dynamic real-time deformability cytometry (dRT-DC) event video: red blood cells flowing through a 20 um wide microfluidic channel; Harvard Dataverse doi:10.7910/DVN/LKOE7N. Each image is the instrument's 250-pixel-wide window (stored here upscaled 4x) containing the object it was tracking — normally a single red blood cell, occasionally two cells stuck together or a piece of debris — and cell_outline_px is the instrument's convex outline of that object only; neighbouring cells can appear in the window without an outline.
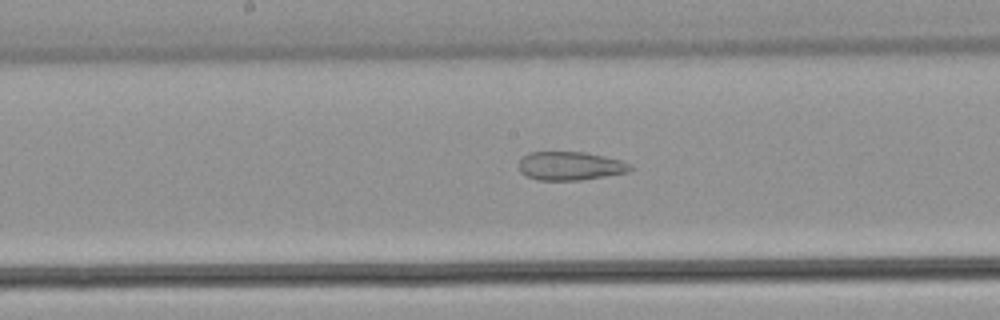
{"species": "common noctule bat (a hibernating species)", "species_latin": "Nyctalus noctula", "temperature_condition": "warm", "stored_images_in_passage": 54, "camera_frame_rate_fps": 3000, "um_per_image_px": 0.085, "animal": {"sex": "male", "body_mass_g": 21.5, "forearm_length_mm": 52.0}, "frame": {"image": 1, "passage_image": 29, "time_ms": 9.333, "image_size_px": [1000, 320], "cell_outline_px": [[632, 168], [628, 172], [580, 180], [536, 180], [520, 172], [520, 160], [528, 152], [584, 152], [604, 156], [620, 160], [632, 164]], "centroid_in_image_um": [48.47, 14.1], "position_along_channel_um": 199.7, "area_um2": 18.44}}
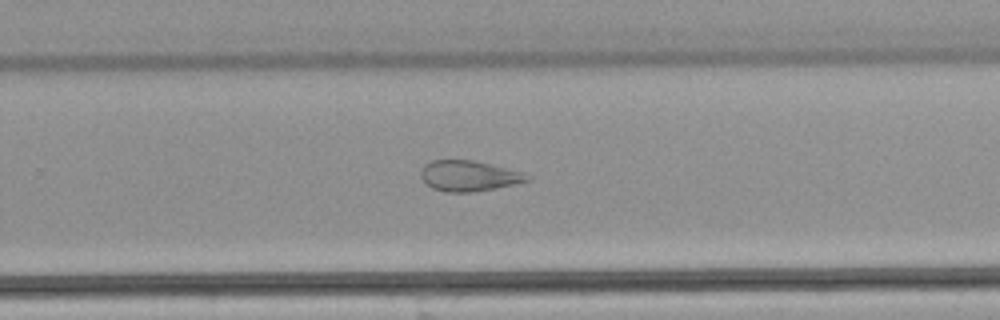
{"frame": {"image": 2, "passage_image": 36, "time_ms": 11.667, "image_size_px": [1000, 320], "cell_outline_px": [[532, 180], [516, 184], [496, 188], [472, 192], [444, 192], [432, 188], [420, 176], [420, 172], [424, 164], [432, 160], [472, 160], [520, 172], [532, 176]], "centroid_in_image_um": [39.84, 14.96], "position_along_channel_um": 290.0, "area_um2": 18.84}}
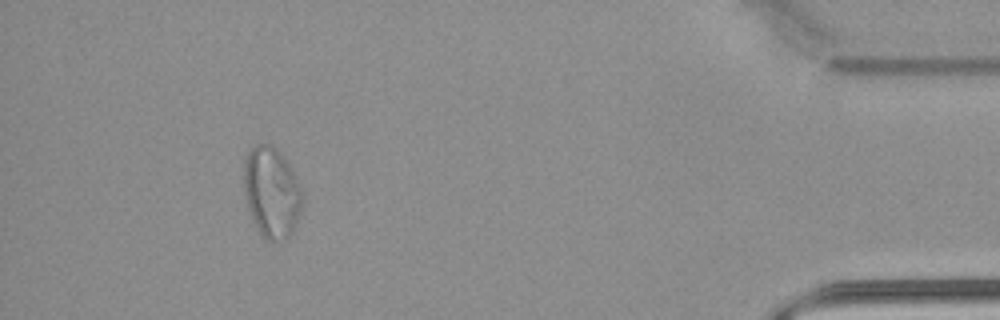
{"frame": {"image": 3, "passage_image": 50, "time_ms": 16.333, "image_size_px": [1000, 320], "cell_outline_px": [[304, 200], [296, 224], [288, 240], [272, 244], [260, 232], [252, 220], [248, 208], [244, 192], [244, 156], [256, 144], [268, 144], [276, 148], [288, 160], [304, 196]], "centroid_in_image_um": [23.1, 16.37], "position_along_channel_um": 412.1, "area_um2": 31.44}, "authors_computed_cell_mechanics": {"area_um2": 28.033, "velocity_mm_per_s": 3.8791, "shape_relaxation_time_tau1_ms": null, "shape_relaxation_time_tau2_ms": 1.678, "deformation_change_tau1": null, "deformation_change_tau2": 0.0884}}